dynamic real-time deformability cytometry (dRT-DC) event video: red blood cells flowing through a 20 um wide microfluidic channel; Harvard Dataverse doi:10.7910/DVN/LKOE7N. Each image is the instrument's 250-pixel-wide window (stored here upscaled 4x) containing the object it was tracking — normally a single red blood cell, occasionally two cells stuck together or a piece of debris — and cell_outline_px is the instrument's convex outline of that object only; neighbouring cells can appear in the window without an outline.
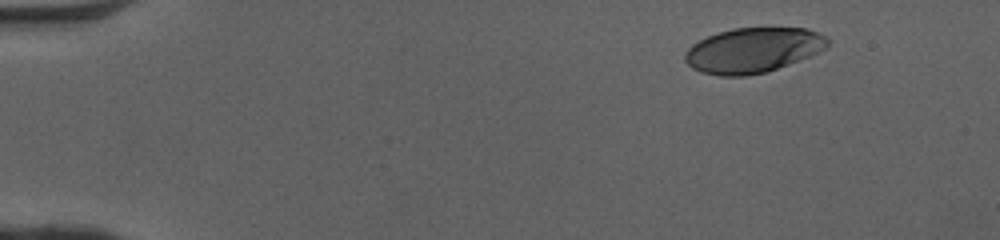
{"species": "human", "species_latin": "Homo sapiens", "temperature_condition": "cold", "stored_images_in_passage": 45, "camera_frame_rate_fps": 3000, "um_per_image_px": 0.085, "donor": {"sex": "female"}, "frame": {"image": 1, "passage_image": 1, "time_ms": 0.0, "image_size_px": [1000, 240], "cell_outline_px": [[828, 44], [824, 48], [808, 56], [768, 72], [744, 76], [720, 76], [700, 72], [692, 68], [684, 60], [684, 52], [692, 44], [708, 36], [732, 28], [808, 28], [824, 36], [828, 40]], "centroid_in_image_um": [63.95, 4.28], "position_along_channel_um": 21.1, "area_um2": 37.17}}
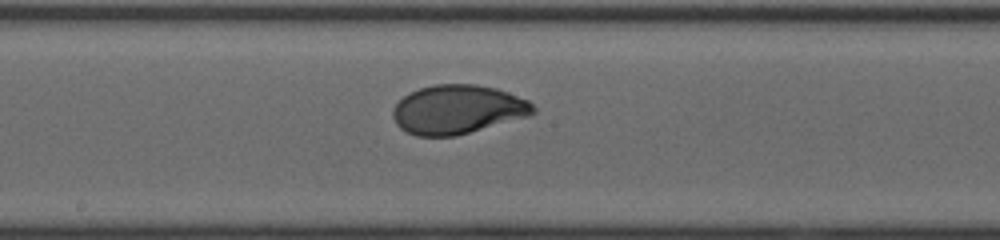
{"frame": {"image": 2, "passage_image": 23, "time_ms": 7.333, "image_size_px": [1000, 240], "cell_outline_px": [[536, 112], [528, 116], [456, 136], [416, 136], [400, 128], [396, 124], [392, 116], [392, 108], [408, 92], [420, 88], [436, 84], [476, 84], [496, 88], [508, 92], [528, 100], [536, 108]], "centroid_in_image_um": [38.89, 9.3], "position_along_channel_um": 209.3, "area_um2": 40.11}}
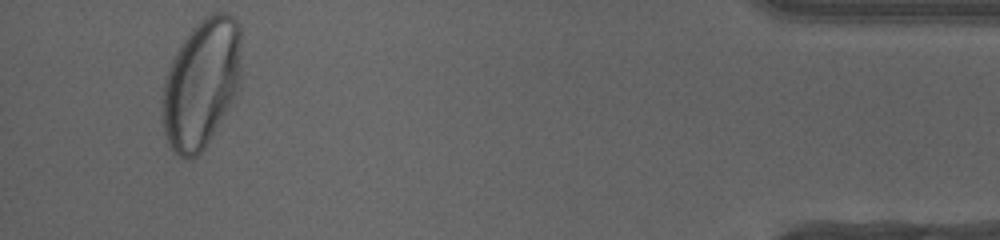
{"frame": {"image": 3, "passage_image": 43, "time_ms": 14.0, "image_size_px": [1000, 240], "cell_outline_px": [[240, 80], [232, 104], [204, 148], [192, 160], [188, 160], [180, 156], [168, 144], [164, 132], [160, 108], [164, 80], [168, 68], [176, 52], [192, 28], [204, 16], [216, 12], [228, 12], [240, 24]], "centroid_in_image_um": [17.1, 7.1], "position_along_channel_um": 418.1, "area_um2": 59.71}, "authors_computed_cell_mechanics": {"area_um2": 40.2866, "velocity_mm_per_s": 4.0783, "shape_relaxation_time_tau1_ms": 2.7914, "shape_relaxation_time_tau2_ms": null, "deformation_change_tau1": 0.1596, "deformation_change_tau2": null}}